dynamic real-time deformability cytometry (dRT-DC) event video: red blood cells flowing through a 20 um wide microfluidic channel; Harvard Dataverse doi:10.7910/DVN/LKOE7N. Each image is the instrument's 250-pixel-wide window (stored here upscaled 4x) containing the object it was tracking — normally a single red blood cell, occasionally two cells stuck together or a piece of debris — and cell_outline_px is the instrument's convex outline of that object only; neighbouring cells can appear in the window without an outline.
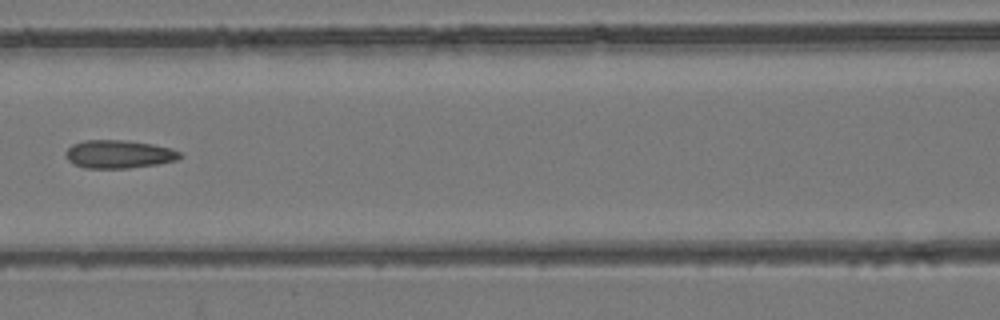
{"species": "common noctule bat (a hibernating species)", "species_latin": "Nyctalus noctula", "temperature_condition": "room temperature", "stored_images_in_passage": 5, "camera_frame_rate_fps": 3000, "um_per_image_px": 0.085, "animal": {"sex": "female", "body_mass_g": 24.6, "forearm_length_mm": 56.2}, "frame": {"image": 1, "passage_image": 4, "time_ms": 1.0, "image_size_px": [1000, 320], "cell_outline_px": [[184, 156], [176, 160], [156, 164], [128, 168], [84, 168], [72, 164], [68, 160], [64, 152], [72, 144], [84, 140], [124, 140], [152, 144], [172, 148], [180, 152]], "centroid_in_image_um": [10.08, 13.1], "position_along_channel_um": 156.5, "area_um2": 18.84}}
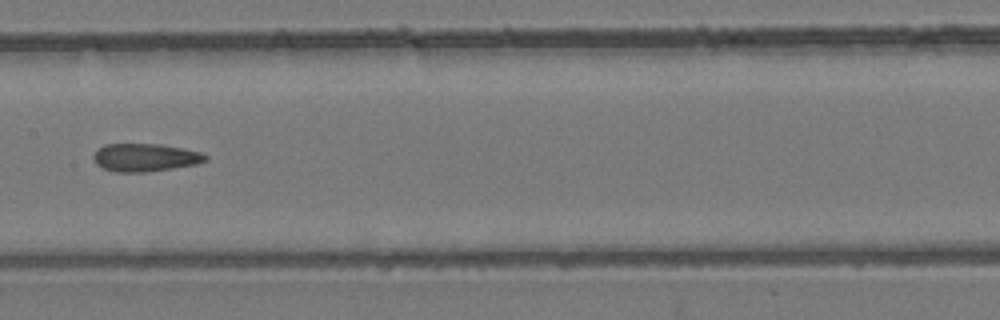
{"frame": {"image": 2, "passage_image": 5, "time_ms": 1.333, "image_size_px": [1000, 320], "cell_outline_px": [[208, 160], [196, 164], [148, 172], [112, 172], [96, 164], [92, 160], [92, 156], [96, 148], [104, 144], [160, 144], [184, 148], [200, 152], [208, 156]], "centroid_in_image_um": [12.29, 13.38], "position_along_channel_um": 195.1, "area_um2": 18.5}}